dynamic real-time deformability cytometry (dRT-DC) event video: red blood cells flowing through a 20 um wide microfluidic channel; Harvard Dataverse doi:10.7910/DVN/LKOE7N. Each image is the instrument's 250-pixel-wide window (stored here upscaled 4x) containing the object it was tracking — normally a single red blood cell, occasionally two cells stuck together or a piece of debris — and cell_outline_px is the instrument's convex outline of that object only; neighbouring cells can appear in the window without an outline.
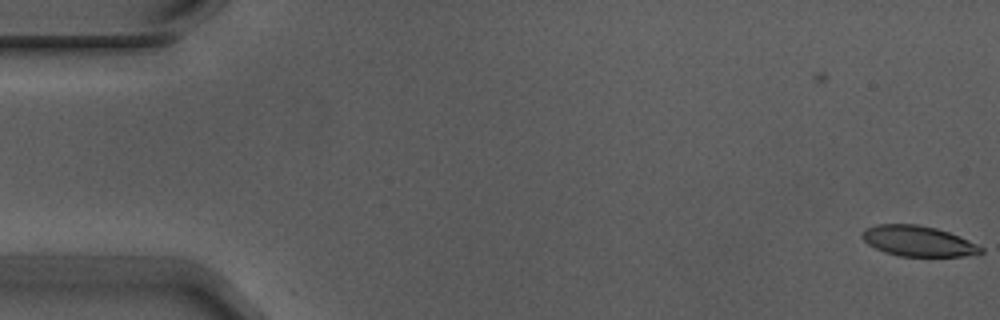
{"species": "Egyptian fruit bat (a non-hibernating species)", "species_latin": "Rousettus aegyptiacus", "temperature_condition": "warm", "stored_images_in_passage": 2, "camera_frame_rate_fps": 3000, "um_per_image_px": 0.085, "animal": {"sex": "male"}, "frame": {"image": 1, "passage_image": 2, "time_ms": 0.333, "image_size_px": [1000, 320], "cell_outline_px": [[984, 252], [980, 256], [900, 256], [884, 252], [868, 244], [860, 236], [860, 232], [864, 228], [876, 224], [916, 224], [936, 228], [960, 236], [984, 248]], "centroid_in_image_um": [78.05, 20.49], "position_along_channel_um": 6.9, "area_um2": 21.39}}